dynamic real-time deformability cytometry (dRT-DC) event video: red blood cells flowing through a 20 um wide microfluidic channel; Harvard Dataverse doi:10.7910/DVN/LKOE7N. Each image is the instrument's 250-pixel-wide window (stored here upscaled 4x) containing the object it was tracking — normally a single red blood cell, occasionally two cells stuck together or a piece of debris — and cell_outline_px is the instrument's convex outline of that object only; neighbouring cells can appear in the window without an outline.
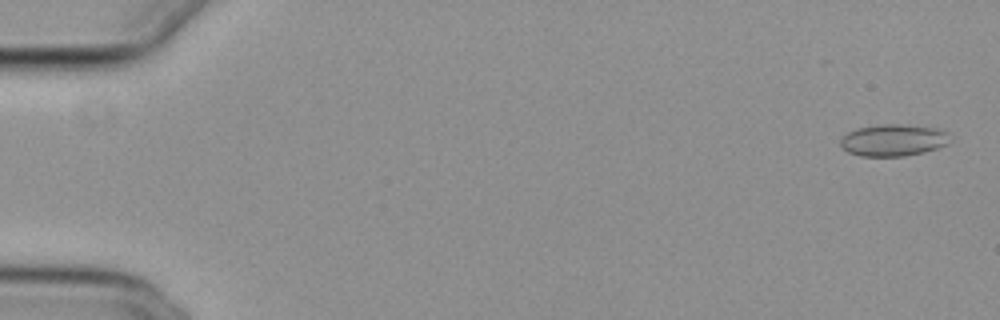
{"species": "common noctule bat (a hibernating species)", "species_latin": "Nyctalus noctula", "temperature_condition": "cold", "stored_images_in_passage": 53, "camera_frame_rate_fps": 3000, "um_per_image_px": 0.085, "animal": {"sex": "female", "body_mass_g": 29.2, "forearm_length_mm": 56.3}, "frame": {"image": 1, "passage_image": 1, "time_ms": 0.0, "image_size_px": [1000, 320], "cell_outline_px": [[952, 140], [948, 144], [924, 152], [904, 156], [860, 156], [848, 152], [840, 144], [840, 140], [848, 132], [856, 128], [884, 124], [900, 124], [940, 128], [948, 132]], "centroid_in_image_um": [75.98, 11.91], "position_along_channel_um": 9.0, "area_um2": 20.46}}
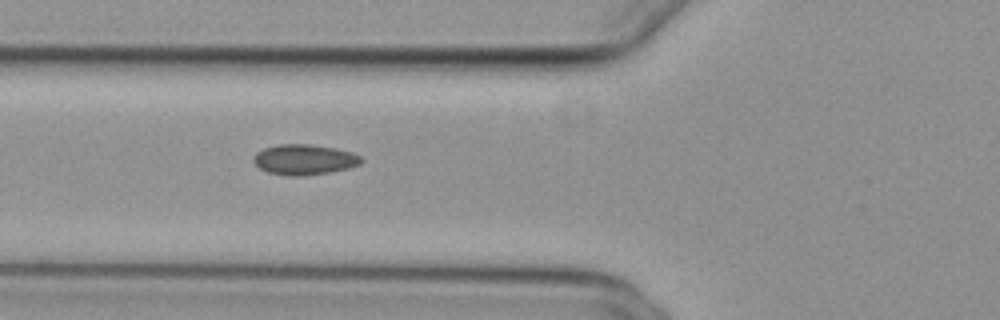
{"frame": {"image": 2, "passage_image": 20, "time_ms": 6.333, "image_size_px": [1000, 320], "cell_outline_px": [[364, 160], [360, 164], [348, 168], [328, 172], [304, 176], [288, 176], [268, 172], [260, 168], [252, 160], [252, 156], [256, 152], [264, 148], [276, 144], [312, 144], [336, 148], [352, 152], [360, 156]], "centroid_in_image_um": [25.85, 13.55], "position_along_channel_um": 100.0, "area_um2": 19.25}}
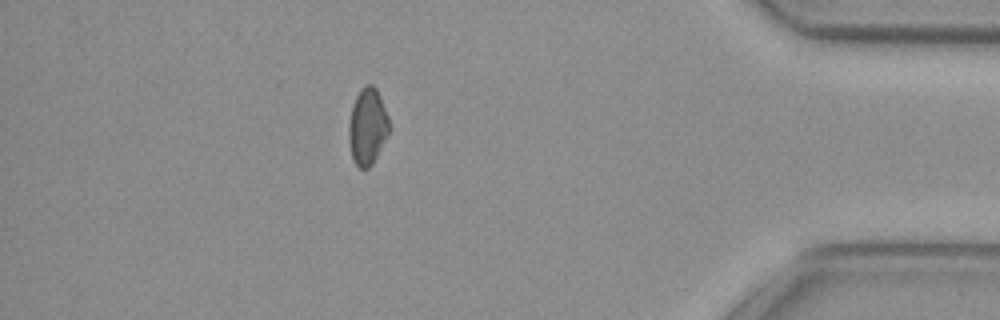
{"frame": {"image": 3, "passage_image": 47, "time_ms": 15.333, "image_size_px": [1000, 320], "cell_outline_px": [[388, 132], [372, 164], [368, 168], [360, 168], [352, 160], [348, 140], [348, 124], [352, 104], [360, 88], [364, 84], [372, 84], [376, 88], [380, 96], [388, 116]], "centroid_in_image_um": [31.19, 10.72], "position_along_channel_um": 404.0, "area_um2": 17.98}, "authors_computed_cell_mechanics": {"area_um2": 18.6694, "velocity_mm_per_s": 3.848, "shape_relaxation_time_tau1_ms": null, "shape_relaxation_time_tau2_ms": 4.012, "deformation_change_tau1": null, "deformation_change_tau2": 0.0691}}